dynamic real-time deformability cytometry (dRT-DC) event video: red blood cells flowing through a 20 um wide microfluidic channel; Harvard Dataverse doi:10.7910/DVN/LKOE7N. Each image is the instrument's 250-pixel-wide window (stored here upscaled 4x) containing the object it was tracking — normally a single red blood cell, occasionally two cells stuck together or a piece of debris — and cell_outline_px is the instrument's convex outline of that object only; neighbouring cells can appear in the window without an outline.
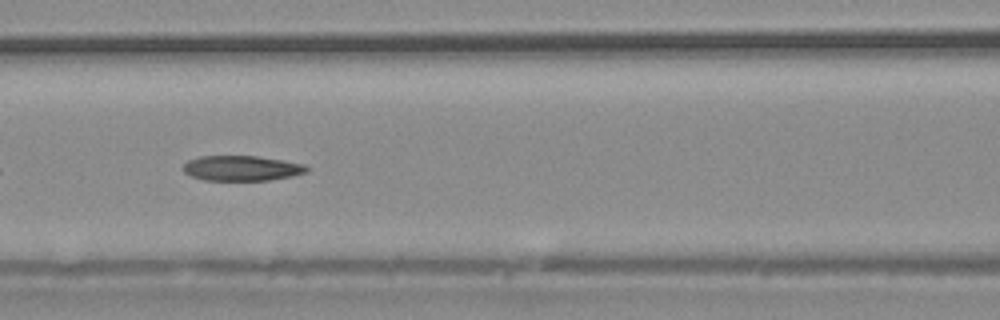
{"species": "common noctule bat (a hibernating species)", "species_latin": "Nyctalus noctula", "temperature_condition": "warm", "stored_images_in_passage": 29, "camera_frame_rate_fps": 3000, "um_per_image_px": 0.085, "animal": {"sex": "male", "body_mass_g": 20.4}, "frame": {"image": 1, "passage_image": 9, "time_ms": 2.667, "image_size_px": [1000, 320], "cell_outline_px": [[312, 168], [308, 172], [292, 176], [268, 180], [204, 180], [192, 176], [184, 172], [180, 168], [188, 160], [200, 156], [260, 156], [284, 160], [304, 164]], "centroid_in_image_um": [20.57, 14.29], "position_along_channel_um": 146.0, "area_um2": 18.32}}